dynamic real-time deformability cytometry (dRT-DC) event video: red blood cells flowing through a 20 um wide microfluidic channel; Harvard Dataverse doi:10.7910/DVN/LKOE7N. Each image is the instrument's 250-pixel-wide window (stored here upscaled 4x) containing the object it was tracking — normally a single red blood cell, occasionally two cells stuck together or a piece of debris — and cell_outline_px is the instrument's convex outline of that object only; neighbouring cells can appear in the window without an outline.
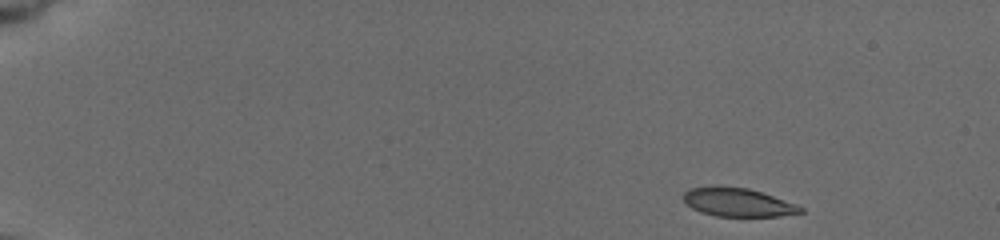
{"species": "common noctule bat (a hibernating species)", "species_latin": "Nyctalus noctula", "temperature_condition": "cold", "stored_images_in_passage": 46, "camera_frame_rate_fps": 3000, "um_per_image_px": 0.085, "animal": {"sex": "female", "body_mass_g": 19.5, "forearm_length_mm": 54.1}, "frame": {"image": 1, "passage_image": 1, "time_ms": 0.0, "image_size_px": [1000, 240], "cell_outline_px": [[804, 212], [780, 216], [716, 216], [700, 212], [692, 208], [684, 200], [684, 192], [692, 188], [712, 184], [716, 184], [748, 188], [796, 204], [804, 208]], "centroid_in_image_um": [62.69, 17.17], "position_along_channel_um": 22.3, "area_um2": 19.59}}
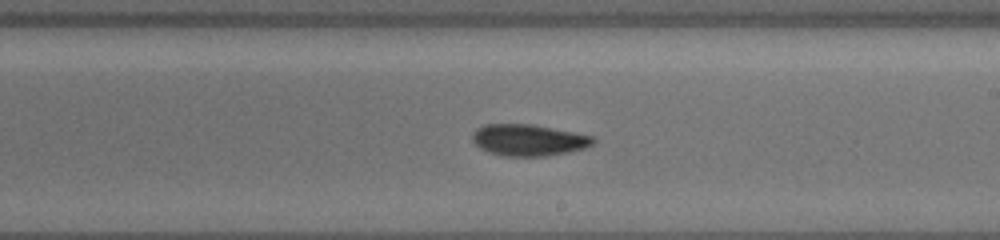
{"frame": {"image": 2, "passage_image": 27, "time_ms": 9.333, "image_size_px": [1000, 240], "cell_outline_px": [[596, 140], [592, 144], [584, 148], [568, 152], [544, 156], [504, 156], [488, 152], [480, 148], [472, 140], [472, 136], [476, 128], [484, 124], [532, 124], [596, 136]], "centroid_in_image_um": [44.93, 11.9], "position_along_channel_um": 244.1, "area_um2": 22.25}}
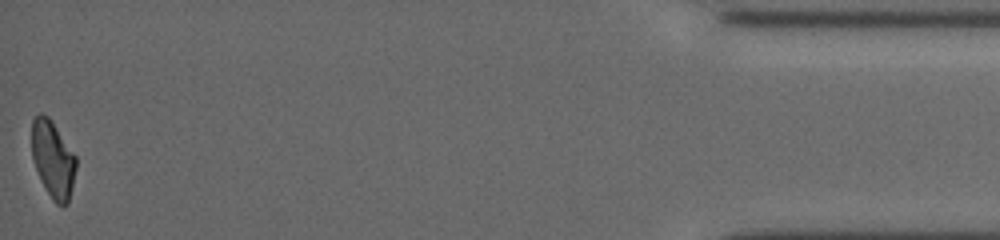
{"frame": {"image": 3, "passage_image": 46, "time_ms": 16.333, "image_size_px": [1000, 240], "cell_outline_px": [[76, 168], [72, 188], [68, 204], [56, 204], [52, 200], [40, 180], [32, 160], [32, 120], [40, 112], [48, 116], [76, 156]], "centroid_in_image_um": [4.49, 13.55], "position_along_channel_um": 430.7, "area_um2": 19.83}, "authors_computed_cell_mechanics": {"area_um2": 21.4149, "velocity_mm_per_s": 3.7666, "shape_relaxation_time_tau1_ms": 6.4635, "shape_relaxation_time_tau2_ms": 3.2076, "deformation_change_tau1": 0.153, "deformation_change_tau2": 0.0789}}